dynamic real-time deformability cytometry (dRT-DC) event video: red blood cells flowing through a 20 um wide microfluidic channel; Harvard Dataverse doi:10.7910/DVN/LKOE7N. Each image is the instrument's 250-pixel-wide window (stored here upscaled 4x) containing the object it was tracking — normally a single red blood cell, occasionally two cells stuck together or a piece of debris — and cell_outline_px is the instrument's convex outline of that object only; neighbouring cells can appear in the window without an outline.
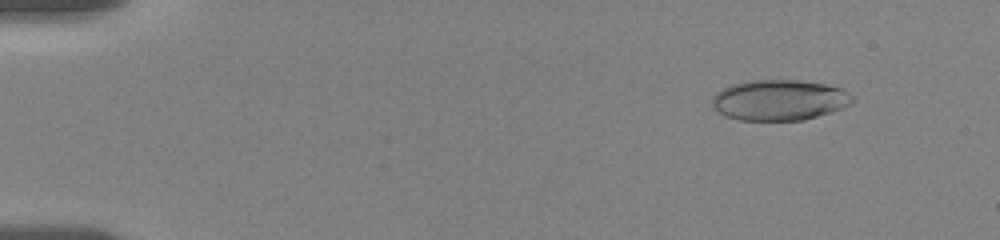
{"species": "human", "species_latin": "Homo sapiens", "temperature_condition": "room temperature", "stored_images_in_passage": 42, "camera_frame_rate_fps": 3000, "um_per_image_px": 0.085, "donor": {"sex": "female"}, "frame": {"image": 1, "passage_image": 6, "time_ms": 1.667, "image_size_px": [1000, 240], "cell_outline_px": [[856, 100], [852, 104], [804, 120], [740, 120], [724, 116], [712, 108], [712, 96], [716, 92], [732, 84], [744, 80], [800, 80], [824, 84], [844, 88]], "centroid_in_image_um": [66.22, 8.49], "position_along_channel_um": 18.8, "area_um2": 33.47}}
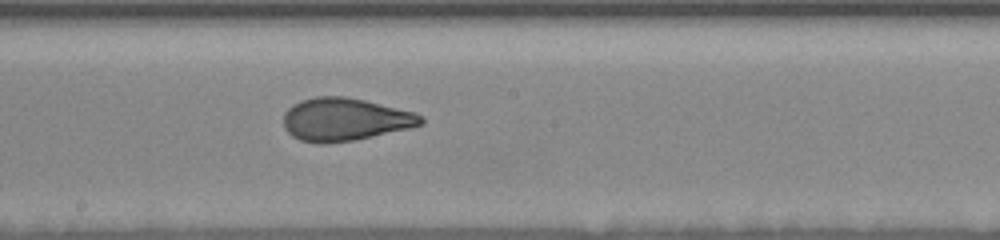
{"frame": {"image": 2, "passage_image": 25, "time_ms": 10.333, "image_size_px": [1000, 240], "cell_outline_px": [[424, 124], [408, 128], [352, 140], [324, 144], [320, 144], [300, 140], [292, 136], [284, 128], [284, 112], [292, 104], [300, 100], [316, 96], [344, 96], [364, 100], [416, 112], [424, 120]], "centroid_in_image_um": [29.28, 10.14], "position_along_channel_um": 218.9, "area_um2": 34.22}}
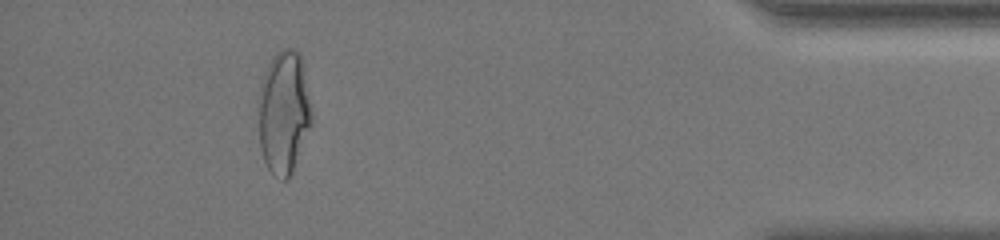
{"frame": {"image": 3, "passage_image": 40, "time_ms": 17.0, "image_size_px": [1000, 240], "cell_outline_px": [[312, 120], [292, 172], [284, 180], [280, 180], [268, 168], [264, 160], [260, 148], [256, 104], [256, 96], [264, 72], [272, 56], [276, 52], [284, 48], [292, 48], [300, 52], [304, 64], [312, 112]], "centroid_in_image_um": [24.08, 9.47], "position_along_channel_um": 411.1, "area_um2": 38.96}, "authors_computed_cell_mechanics": {"area_um2": 34.0153, "velocity_mm_per_s": 3.5872, "shape_relaxation_time_tau1_ms": 7.6989, "shape_relaxation_time_tau2_ms": 1.0775, "deformation_change_tau1": 0.2268, "deformation_change_tau2": 0.0751}}